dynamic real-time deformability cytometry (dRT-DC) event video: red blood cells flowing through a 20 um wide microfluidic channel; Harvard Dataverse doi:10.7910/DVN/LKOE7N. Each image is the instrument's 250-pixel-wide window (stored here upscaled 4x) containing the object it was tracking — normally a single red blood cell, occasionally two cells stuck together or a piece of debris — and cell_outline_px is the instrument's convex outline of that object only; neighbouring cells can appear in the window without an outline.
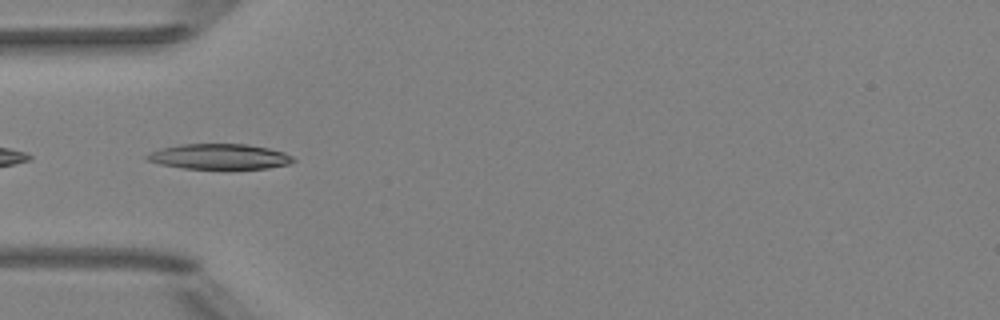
{"species": "Egyptian fruit bat (a non-hibernating species)", "species_latin": "Rousettus aegyptiacus", "temperature_condition": "room temperature", "stored_images_in_passage": 36, "camera_frame_rate_fps": 3000, "um_per_image_px": 0.085, "animal": {"sex": "female"}, "frame": {"image": 1, "passage_image": 1, "time_ms": 0.0, "image_size_px": [1000, 320], "cell_outline_px": [[296, 160], [288, 164], [268, 168], [184, 168], [160, 164], [148, 160], [144, 156], [152, 152], [164, 148], [180, 144], [248, 144], [268, 148], [284, 152], [292, 156]], "centroid_in_image_um": [18.69, 13.3], "position_along_channel_um": 66.3, "area_um2": 21.27}}
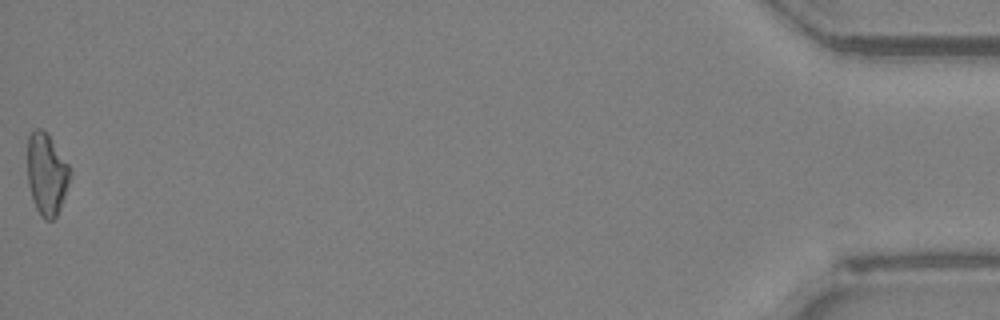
{"frame": {"image": 2, "passage_image": 36, "time_ms": 11.667, "image_size_px": [1000, 320], "cell_outline_px": [[72, 172], [60, 208], [56, 216], [52, 220], [44, 220], [40, 216], [32, 200], [28, 184], [28, 136], [36, 128], [40, 128], [52, 140], [68, 164]], "centroid_in_image_um": [3.96, 14.83], "position_along_channel_um": 431.2, "area_um2": 20.11}, "authors_computed_cell_mechanics": {"area_um2": 20.4612, "velocity_mm_per_s": 4.0064, "shape_relaxation_time_tau1_ms": 4.6618, "shape_relaxation_time_tau2_ms": null, "deformation_change_tau1": 0.1724, "deformation_change_tau2": null}}